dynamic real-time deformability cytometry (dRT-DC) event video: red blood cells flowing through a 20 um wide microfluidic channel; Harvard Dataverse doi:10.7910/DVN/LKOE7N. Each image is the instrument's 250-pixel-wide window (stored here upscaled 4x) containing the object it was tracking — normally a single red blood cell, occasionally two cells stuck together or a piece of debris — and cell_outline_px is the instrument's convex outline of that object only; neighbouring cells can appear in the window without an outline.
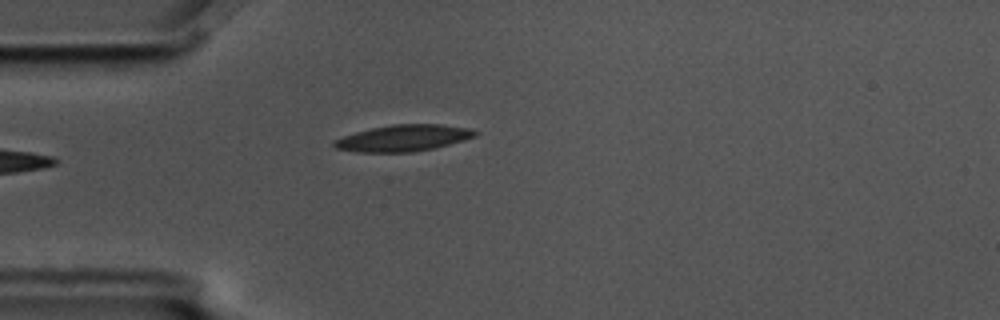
{"species": "common noctule bat (a hibernating species)", "species_latin": "Nyctalus noctula", "temperature_condition": "cold", "stored_images_in_passage": 7, "camera_frame_rate_fps": 3000, "um_per_image_px": 0.085, "animal": {"sex": "male", "body_mass_g": 17.5, "forearm_length_mm": 52.3}, "frame": {"image": 1, "passage_image": 5, "time_ms": 1.333, "image_size_px": [1000, 320], "cell_outline_px": [[480, 132], [476, 136], [464, 140], [432, 148], [412, 152], [356, 152], [336, 148], [332, 144], [332, 140], [356, 132], [372, 128], [392, 124], [440, 124], [472, 128]], "centroid_in_image_um": [34.3, 11.73], "position_along_channel_um": 50.7, "area_um2": 21.73}}